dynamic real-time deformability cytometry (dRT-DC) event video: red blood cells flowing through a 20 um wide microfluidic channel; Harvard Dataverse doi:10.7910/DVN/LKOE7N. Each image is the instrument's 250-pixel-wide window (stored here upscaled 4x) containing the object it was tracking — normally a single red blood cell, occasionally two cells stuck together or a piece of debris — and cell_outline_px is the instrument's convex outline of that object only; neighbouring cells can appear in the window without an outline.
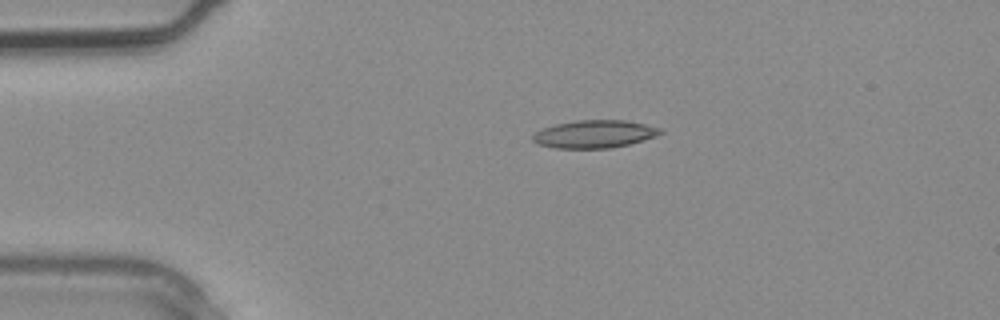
{"species": "common noctule bat (a hibernating species)", "species_latin": "Nyctalus noctula", "temperature_condition": "warm", "stored_images_in_passage": 2, "camera_frame_rate_fps": 3000, "um_per_image_px": 0.085, "animal": {"sex": "male", "body_mass_g": 20.4}, "frame": {"image": 1, "passage_image": 1, "time_ms": 0.0, "image_size_px": [1000, 320], "cell_outline_px": [[664, 132], [656, 136], [644, 140], [612, 148], [556, 148], [536, 144], [532, 140], [532, 136], [536, 132], [544, 128], [556, 124], [576, 120], [624, 120], [644, 124], [660, 128]], "centroid_in_image_um": [50.52, 11.4], "position_along_channel_um": 34.5, "area_um2": 20.58}}
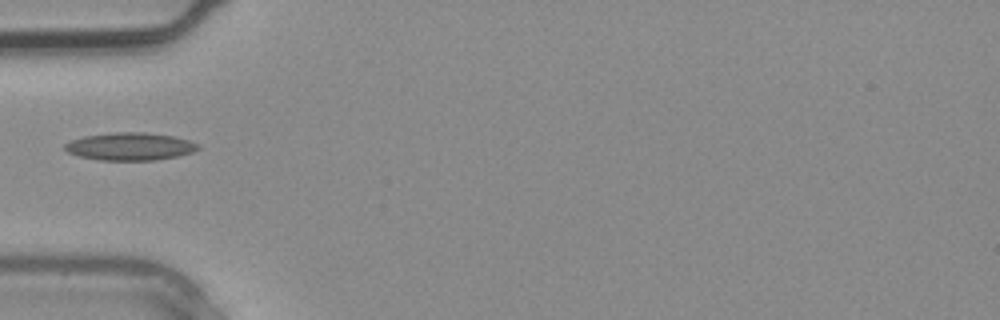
{"frame": {"image": 2, "passage_image": 2, "time_ms": 0.333, "image_size_px": [1000, 320], "cell_outline_px": [[200, 148], [192, 152], [176, 156], [156, 160], [100, 160], [80, 156], [68, 152], [64, 148], [64, 144], [72, 140], [84, 136], [116, 132], [144, 132], [172, 136], [188, 140], [200, 144]], "centroid_in_image_um": [11.06, 12.45], "position_along_channel_um": 73.9, "area_um2": 21.33}}